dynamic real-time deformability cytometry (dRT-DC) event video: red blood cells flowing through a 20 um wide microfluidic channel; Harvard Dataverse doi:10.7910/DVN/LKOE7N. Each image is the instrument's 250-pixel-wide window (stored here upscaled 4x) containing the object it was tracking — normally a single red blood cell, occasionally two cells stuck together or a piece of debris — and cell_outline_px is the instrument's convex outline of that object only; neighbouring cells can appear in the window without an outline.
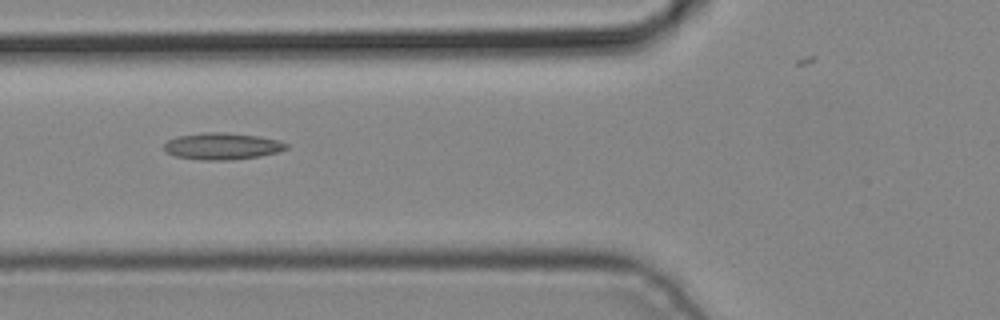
{"species": "common noctule bat (a hibernating species)", "species_latin": "Nyctalus noctula", "temperature_condition": "cold", "stored_images_in_passage": 8, "segment_of_instrument_passage": [1, 2], "camera_frame_rate_fps": 3000, "um_per_image_px": 0.085, "animal": {"sex": "male", "body_mass_g": 19.2, "forearm_length_mm": 51.8}, "frame": {"image": 1, "passage_image": 7, "time_ms": 2.0, "image_size_px": [1000, 320], "cell_outline_px": [[288, 148], [280, 152], [260, 156], [228, 160], [204, 160], [176, 156], [164, 152], [164, 144], [168, 140], [176, 136], [204, 132], [228, 132], [260, 136], [280, 140], [288, 144]], "centroid_in_image_um": [18.91, 12.41], "position_along_channel_um": 106.9, "area_um2": 19.31}}